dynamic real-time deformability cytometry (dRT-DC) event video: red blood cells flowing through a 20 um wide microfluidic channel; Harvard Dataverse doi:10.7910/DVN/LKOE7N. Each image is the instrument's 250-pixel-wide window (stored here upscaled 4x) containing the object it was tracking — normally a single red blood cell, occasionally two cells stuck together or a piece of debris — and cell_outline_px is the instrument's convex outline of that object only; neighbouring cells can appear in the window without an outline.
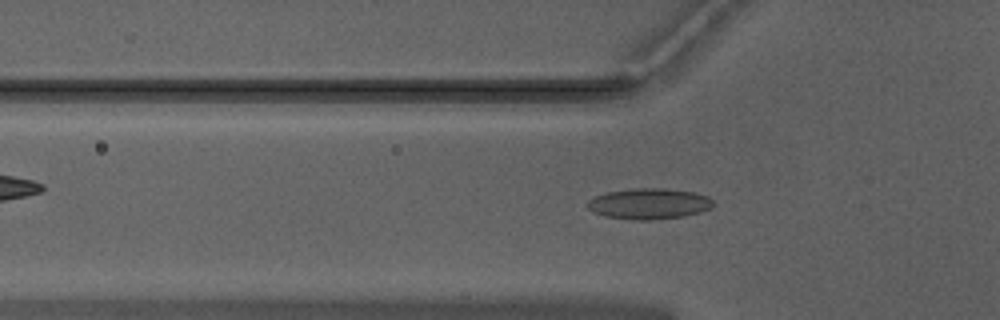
{"species": "Egyptian fruit bat (a non-hibernating species)", "species_latin": "Rousettus aegyptiacus", "temperature_condition": "warm", "stored_images_in_passage": 44, "camera_frame_rate_fps": 3000, "um_per_image_px": 0.085, "animal": {"sex": "male"}, "frame": {"image": 1, "passage_image": 16, "time_ms": 5.0, "image_size_px": [1000, 320], "cell_outline_px": [[712, 208], [700, 212], [684, 216], [652, 220], [632, 220], [604, 216], [592, 212], [588, 208], [588, 200], [592, 196], [608, 192], [632, 188], [664, 188], [696, 192], [708, 196], [712, 200]], "centroid_in_image_um": [55.15, 17.31], "position_along_channel_um": 70.6, "area_um2": 22.83}}
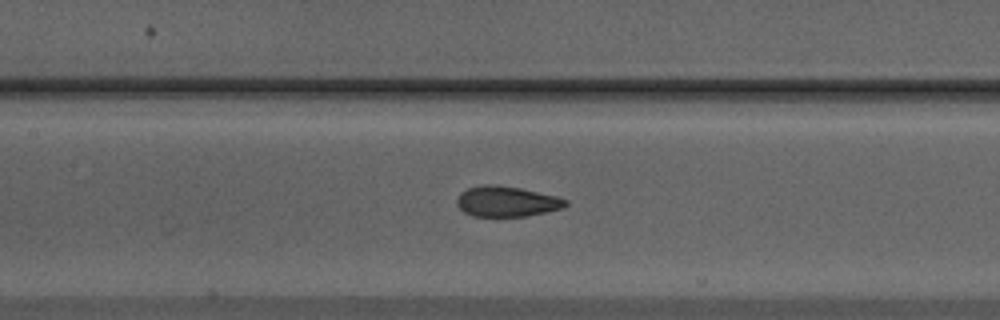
{"frame": {"image": 2, "passage_image": 23, "time_ms": 7.333, "image_size_px": [1000, 320], "cell_outline_px": [[568, 204], [564, 208], [528, 216], [472, 216], [464, 212], [456, 204], [456, 200], [460, 192], [468, 188], [484, 184], [496, 184], [520, 188], [556, 196], [568, 200]], "centroid_in_image_um": [43.06, 17.12], "position_along_channel_um": 164.3, "area_um2": 19.42}}
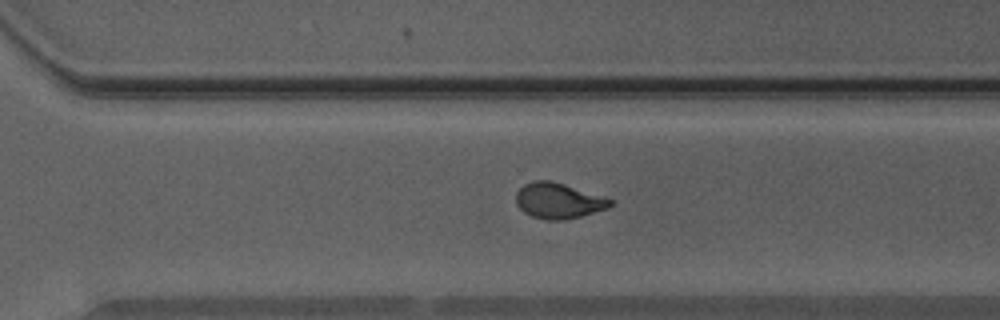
{"frame": {"image": 3, "passage_image": 35, "time_ms": 11.333, "image_size_px": [1000, 320], "cell_outline_px": [[612, 204], [608, 208], [580, 216], [564, 220], [548, 220], [532, 216], [524, 212], [516, 204], [516, 192], [524, 184], [532, 180], [552, 180], [612, 200]], "centroid_in_image_um": [47.41, 17.06], "position_along_channel_um": 323.2, "area_um2": 19.31}, "authors_computed_cell_mechanics": {"area_um2": 19.652, "velocity_mm_per_s": 3.9879, "shape_relaxation_time_tau1_ms": 9.2778, "shape_relaxation_time_tau2_ms": 0.9879, "deformation_change_tau1": 0.2542, "deformation_change_tau2": 0.0558}}